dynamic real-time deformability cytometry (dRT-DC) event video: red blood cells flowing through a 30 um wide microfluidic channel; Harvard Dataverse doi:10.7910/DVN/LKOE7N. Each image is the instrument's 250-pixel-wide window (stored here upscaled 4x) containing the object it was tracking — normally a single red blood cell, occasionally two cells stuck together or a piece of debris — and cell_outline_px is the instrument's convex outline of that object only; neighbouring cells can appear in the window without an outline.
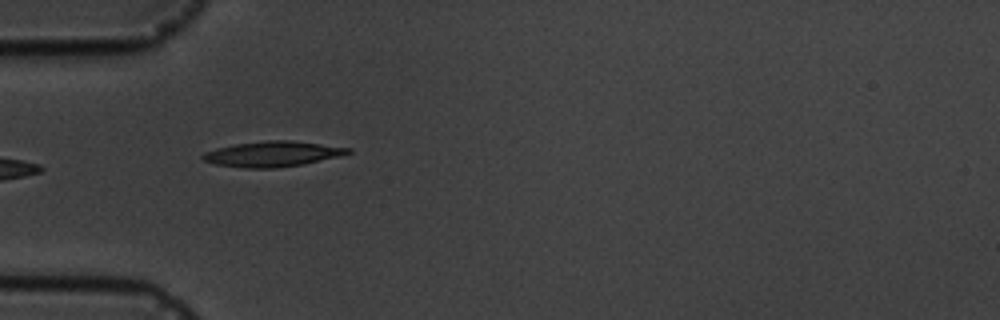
{"species": "common noctule bat (a hibernating species)", "species_latin": "Nyctalus noctula", "temperature_condition": "cold", "stored_images_in_passage": 2, "camera_frame_rate_fps": 3000, "um_per_image_px": 0.085, "animal": {"sex": "male", "body_mass_g": 19.5, "forearm_length_mm": 54.6}, "frame": {"image": 1, "passage_image": 2, "time_ms": 1.333, "image_size_px": [1000, 320], "cell_outline_px": [[352, 152], [340, 156], [304, 164], [272, 168], [244, 168], [216, 164], [204, 160], [200, 156], [204, 152], [216, 148], [236, 144], [268, 140], [288, 140], [352, 148]], "centroid_in_image_um": [23.16, 13.09], "position_along_channel_um": 61.8, "area_um2": 21.33}}